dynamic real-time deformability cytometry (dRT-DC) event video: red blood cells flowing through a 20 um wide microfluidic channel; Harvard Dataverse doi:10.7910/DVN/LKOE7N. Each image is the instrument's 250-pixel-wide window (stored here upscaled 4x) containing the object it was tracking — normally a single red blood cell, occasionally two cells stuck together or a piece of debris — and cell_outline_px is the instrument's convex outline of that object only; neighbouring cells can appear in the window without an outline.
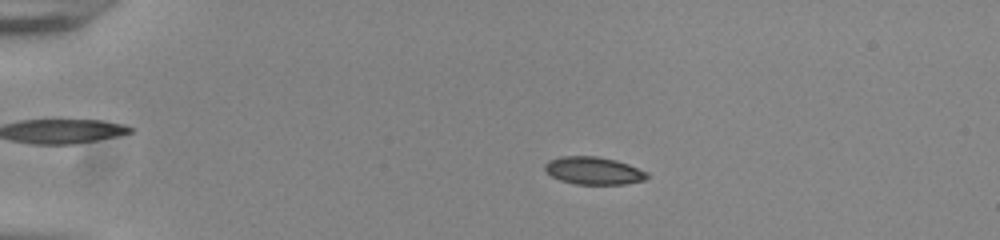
{"species": "common noctule bat (a hibernating species)", "species_latin": "Nyctalus noctula", "temperature_condition": "room temperature", "stored_images_in_passage": 54, "camera_frame_rate_fps": 3000, "um_per_image_px": 0.085, "animal": {"sex": "male", "body_mass_g": 20.0, "forearm_length_mm": 53.3}, "frame": {"image": 1, "passage_image": 12, "time_ms": 3.667, "image_size_px": [1000, 240], "cell_outline_px": [[648, 176], [644, 180], [624, 184], [576, 184], [560, 180], [552, 176], [544, 168], [544, 164], [548, 160], [560, 156], [596, 156], [616, 160], [628, 164], [648, 172]], "centroid_in_image_um": [50.44, 14.5], "position_along_channel_um": 34.6, "area_um2": 16.42}}
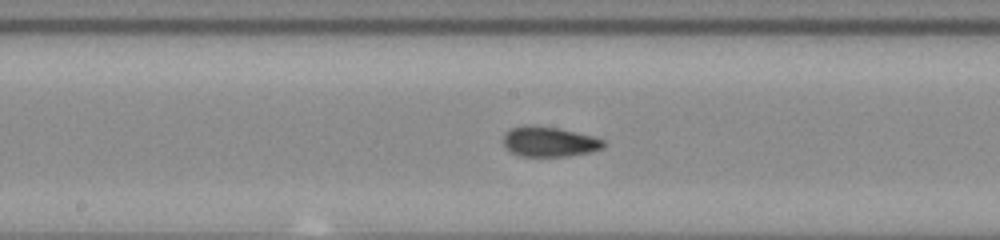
{"frame": {"image": 2, "passage_image": 30, "time_ms": 9.667, "image_size_px": [1000, 240], "cell_outline_px": [[608, 144], [604, 148], [592, 152], [568, 156], [516, 156], [504, 148], [504, 132], [508, 128], [524, 124], [536, 124], [560, 128], [592, 136], [604, 140]], "centroid_in_image_um": [46.66, 12.03], "position_along_channel_um": 201.5, "area_um2": 18.21}}
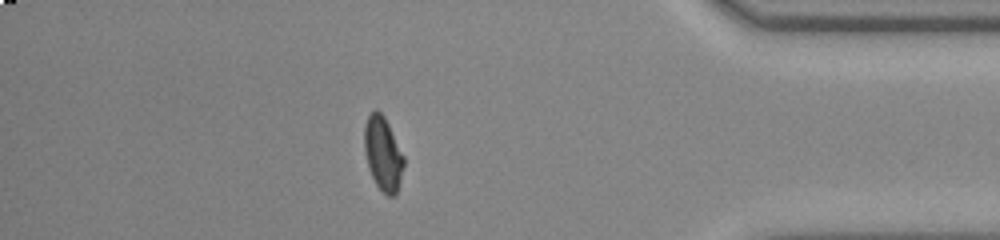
{"frame": {"image": 3, "passage_image": 48, "time_ms": 15.667, "image_size_px": [1000, 240], "cell_outline_px": [[404, 164], [396, 192], [392, 196], [388, 196], [376, 184], [368, 168], [364, 148], [364, 128], [368, 116], [376, 108], [384, 116], [404, 156]], "centroid_in_image_um": [32.53, 13.03], "position_along_channel_um": 402.7, "area_um2": 16.65}, "authors_computed_cell_mechanics": {"area_um2": 16.9065, "velocity_mm_per_s": 3.8575, "shape_relaxation_time_tau1_ms": 4.9219, "shape_relaxation_time_tau2_ms": 1.1383, "deformation_change_tau1": 0.1705, "deformation_change_tau2": 0.071}}